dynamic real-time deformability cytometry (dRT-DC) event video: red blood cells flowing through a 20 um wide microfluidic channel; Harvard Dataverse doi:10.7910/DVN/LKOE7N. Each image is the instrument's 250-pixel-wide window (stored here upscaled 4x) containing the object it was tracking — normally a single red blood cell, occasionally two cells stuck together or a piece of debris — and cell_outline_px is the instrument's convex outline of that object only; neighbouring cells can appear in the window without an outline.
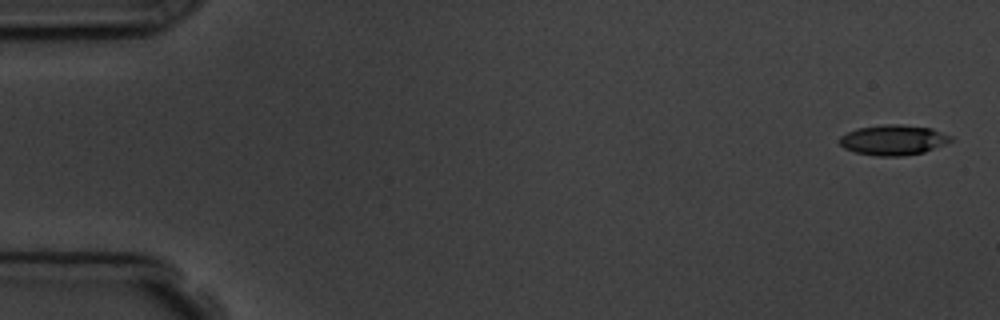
{"species": "common noctule bat (a hibernating species)", "species_latin": "Nyctalus noctula", "temperature_condition": "room temperature", "stored_images_in_passage": 6, "camera_frame_rate_fps": 3000, "um_per_image_px": 0.085, "animal": {"sex": "male", "body_mass_g": 19.5, "forearm_length_mm": 54.6}, "frame": {"image": 1, "passage_image": 1, "time_ms": 0.0, "image_size_px": [1000, 320], "cell_outline_px": [[952, 140], [944, 144], [924, 152], [900, 156], [876, 156], [856, 152], [844, 148], [840, 144], [840, 136], [856, 128], [884, 124], [900, 124], [932, 128], [952, 136]], "centroid_in_image_um": [75.92, 11.89], "position_along_channel_um": 9.1, "area_um2": 19.54}}
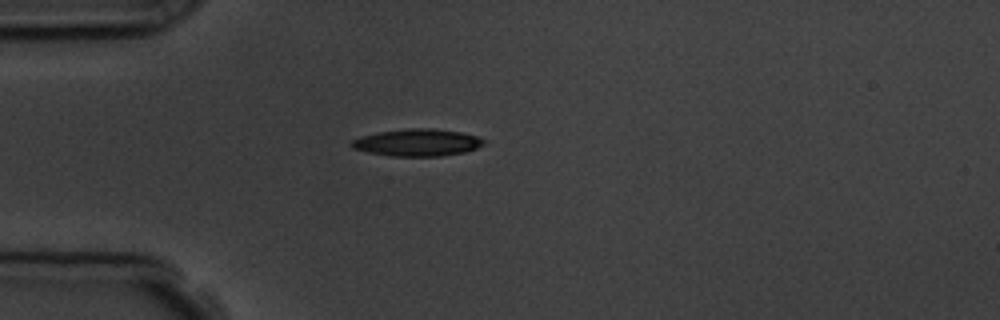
{"frame": {"image": 2, "passage_image": 4, "time_ms": 4.333, "image_size_px": [1000, 320], "cell_outline_px": [[484, 144], [476, 148], [464, 152], [440, 156], [392, 156], [368, 152], [352, 148], [348, 144], [352, 140], [360, 136], [376, 132], [408, 128], [432, 128], [460, 132], [476, 136], [484, 140]], "centroid_in_image_um": [35.42, 12.11], "position_along_channel_um": 49.6, "area_um2": 20.92}}